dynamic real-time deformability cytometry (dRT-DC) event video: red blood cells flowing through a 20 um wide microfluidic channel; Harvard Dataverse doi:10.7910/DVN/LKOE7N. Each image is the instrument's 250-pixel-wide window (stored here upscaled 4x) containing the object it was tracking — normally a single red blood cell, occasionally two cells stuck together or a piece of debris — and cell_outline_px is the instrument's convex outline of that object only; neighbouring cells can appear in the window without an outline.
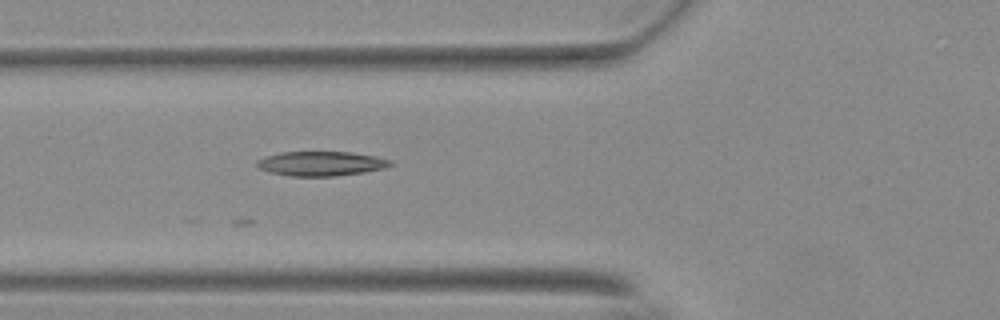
{"species": "Egyptian fruit bat (a non-hibernating species)", "species_latin": "Rousettus aegyptiacus", "temperature_condition": "warm", "stored_images_in_passage": 17, "camera_frame_rate_fps": 3000, "um_per_image_px": 0.085, "animal": {"sex": "female"}, "frame": {"image": 1, "passage_image": 7, "time_ms": 2.0, "image_size_px": [1000, 320], "cell_outline_px": [[392, 164], [384, 168], [364, 172], [332, 176], [288, 176], [272, 172], [260, 168], [256, 164], [256, 160], [280, 152], [348, 152], [372, 156], [392, 160]], "centroid_in_image_um": [27.28, 13.9], "position_along_channel_um": 98.5, "area_um2": 18.73}}
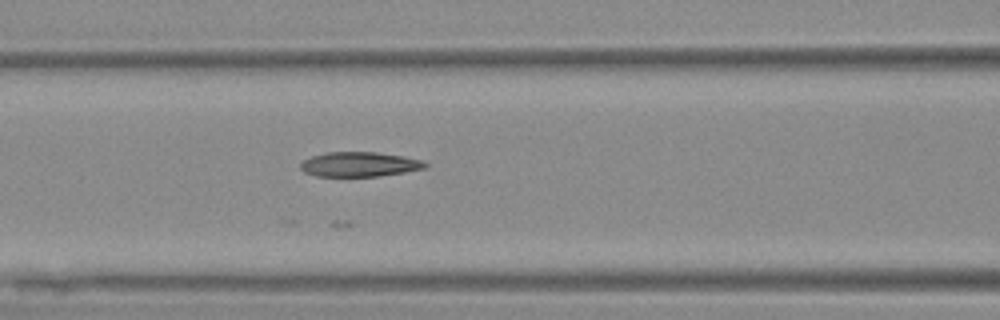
{"frame": {"image": 2, "passage_image": 10, "time_ms": 3.0, "image_size_px": [1000, 320], "cell_outline_px": [[428, 164], [424, 168], [404, 172], [376, 176], [316, 176], [304, 172], [300, 168], [300, 164], [304, 160], [312, 156], [328, 152], [376, 152], [404, 156], [420, 160]], "centroid_in_image_um": [30.52, 13.96], "position_along_channel_um": 136.1, "area_um2": 17.74}}
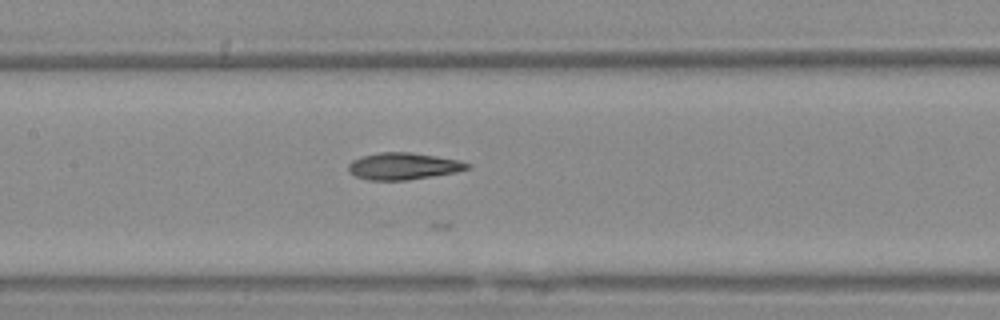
{"frame": {"image": 3, "passage_image": 13, "time_ms": 4.0, "image_size_px": [1000, 320], "cell_outline_px": [[472, 168], [452, 172], [408, 180], [368, 180], [356, 176], [348, 172], [348, 164], [352, 160], [364, 156], [380, 152], [408, 152], [436, 156], [460, 160], [472, 164]], "centroid_in_image_um": [34.28, 14.12], "position_along_channel_um": 173.1, "area_um2": 18.5}}